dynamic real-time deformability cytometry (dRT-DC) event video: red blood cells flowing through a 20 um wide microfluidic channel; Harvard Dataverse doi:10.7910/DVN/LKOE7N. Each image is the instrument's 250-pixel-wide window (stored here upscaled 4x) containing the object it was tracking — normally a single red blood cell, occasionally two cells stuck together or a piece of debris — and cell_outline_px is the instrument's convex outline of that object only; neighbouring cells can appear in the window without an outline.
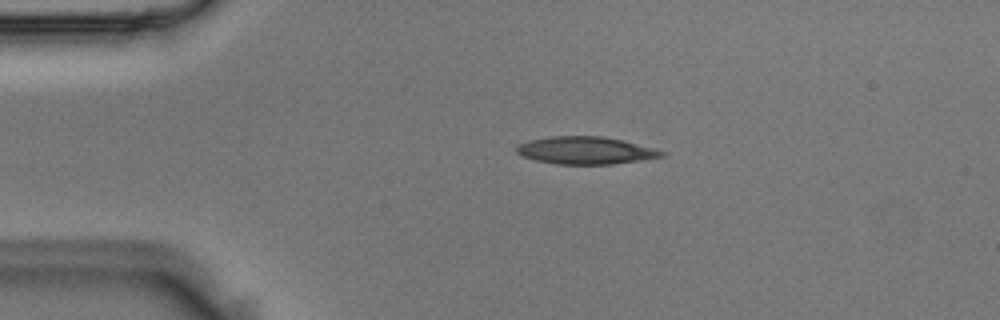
{"species": "Egyptian fruit bat (a non-hibernating species)", "species_latin": "Rousettus aegyptiacus", "temperature_condition": "room temperature", "stored_images_in_passage": 39, "camera_frame_rate_fps": 3000, "um_per_image_px": 0.085, "animal": {"sex": "male"}, "frame": {"image": 1, "passage_image": 7, "time_ms": 2.0, "image_size_px": [1000, 320], "cell_outline_px": [[668, 152], [664, 156], [640, 160], [612, 164], [556, 164], [536, 160], [524, 156], [516, 152], [516, 148], [520, 144], [528, 140], [552, 136], [604, 136], [624, 140]], "centroid_in_image_um": [49.8, 12.78], "position_along_channel_um": 35.2, "area_um2": 23.18}}
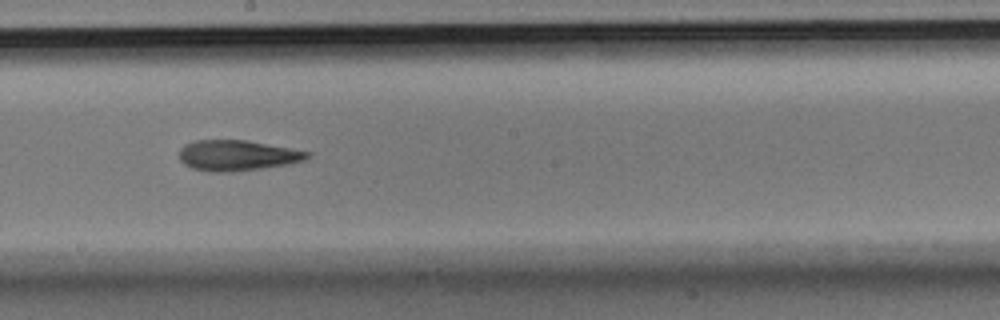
{"frame": {"image": 2, "passage_image": 24, "time_ms": 7.667, "image_size_px": [1000, 320], "cell_outline_px": [[312, 152], [304, 160], [288, 164], [232, 172], [208, 172], [192, 168], [184, 164], [180, 160], [180, 148], [184, 144], [196, 140], [248, 140]], "centroid_in_image_um": [20.14, 13.21], "position_along_channel_um": 228.1, "area_um2": 22.83}}
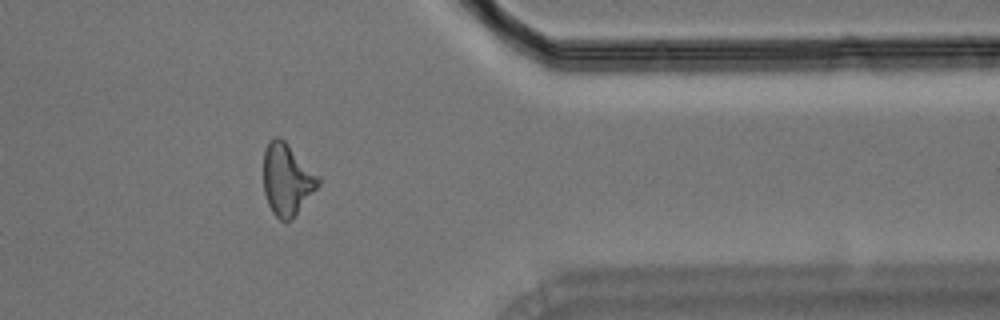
{"frame": {"image": 3, "passage_image": 37, "time_ms": 12.0, "image_size_px": [1000, 320], "cell_outline_px": [[320, 184], [292, 220], [280, 220], [272, 212], [268, 204], [264, 192], [264, 148], [268, 140], [272, 136], [280, 136], [320, 176]], "centroid_in_image_um": [24.39, 15.23], "position_along_channel_um": 387.0, "area_um2": 23.06}}